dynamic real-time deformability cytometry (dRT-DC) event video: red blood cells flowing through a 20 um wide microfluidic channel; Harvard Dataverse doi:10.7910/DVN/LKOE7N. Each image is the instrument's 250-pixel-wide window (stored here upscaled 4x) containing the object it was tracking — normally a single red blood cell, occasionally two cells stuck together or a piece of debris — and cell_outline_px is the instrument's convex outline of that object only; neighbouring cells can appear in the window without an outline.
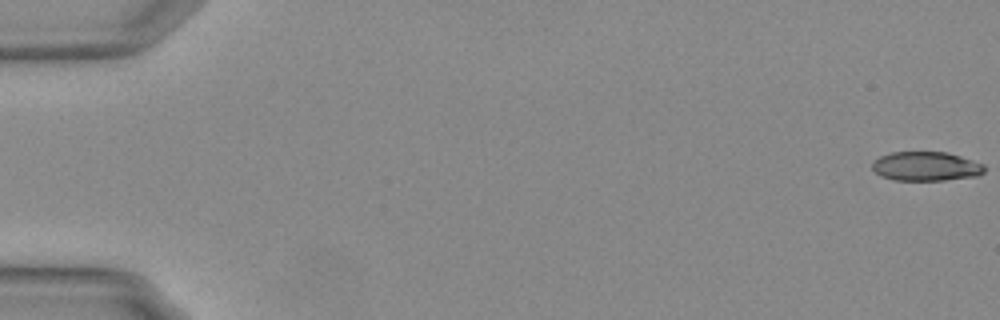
{"species": "Egyptian fruit bat (a non-hibernating species)", "species_latin": "Rousettus aegyptiacus", "temperature_condition": "warm", "stored_images_in_passage": 55, "camera_frame_rate_fps": 3000, "um_per_image_px": 0.085, "animal": {"sex": "female"}, "frame": {"image": 1, "passage_image": 1, "time_ms": 0.0, "image_size_px": [1000, 320], "cell_outline_px": [[984, 172], [980, 176], [944, 180], [896, 180], [880, 176], [872, 168], [872, 164], [880, 156], [892, 152], [948, 152], [984, 164]], "centroid_in_image_um": [78.73, 14.14], "position_along_channel_um": 6.3, "area_um2": 19.07}}
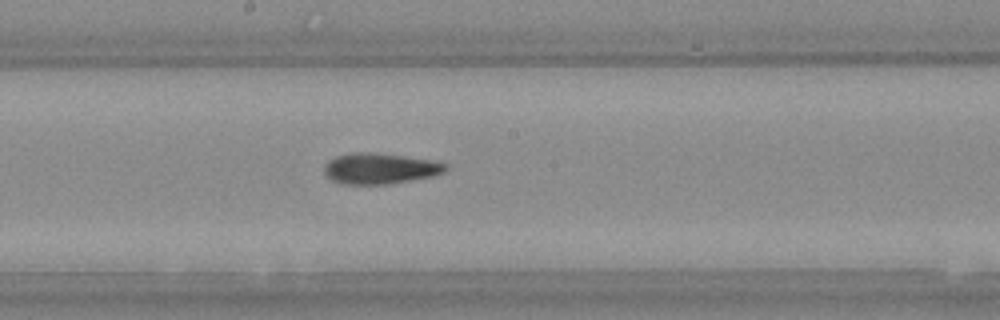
{"frame": {"image": 2, "passage_image": 31, "time_ms": 10.0, "image_size_px": [1000, 320], "cell_outline_px": [[448, 168], [444, 172], [432, 176], [388, 184], [344, 184], [332, 180], [324, 172], [324, 164], [328, 160], [336, 156], [352, 152], [376, 152], [436, 160], [448, 164]], "centroid_in_image_um": [32.32, 14.3], "position_along_channel_um": 215.9, "area_um2": 22.02}}
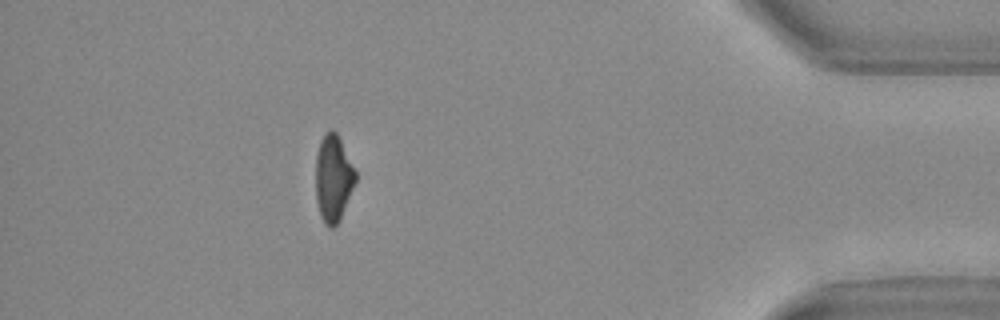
{"frame": {"image": 3, "passage_image": 50, "time_ms": 16.333, "image_size_px": [1000, 320], "cell_outline_px": [[356, 180], [340, 220], [332, 228], [328, 228], [324, 224], [320, 216], [316, 200], [316, 156], [320, 140], [332, 128], [336, 132], [356, 172]], "centroid_in_image_um": [28.31, 15.2], "position_along_channel_um": 406.9, "area_um2": 19.94}, "authors_computed_cell_mechanics": {"area_um2": 20.9814, "velocity_mm_per_s": 3.7646, "shape_relaxation_time_tau1_ms": 5.4689, "shape_relaxation_time_tau2_ms": 3.0954, "deformation_change_tau1": 0.1978, "deformation_change_tau2": 0.1256}}